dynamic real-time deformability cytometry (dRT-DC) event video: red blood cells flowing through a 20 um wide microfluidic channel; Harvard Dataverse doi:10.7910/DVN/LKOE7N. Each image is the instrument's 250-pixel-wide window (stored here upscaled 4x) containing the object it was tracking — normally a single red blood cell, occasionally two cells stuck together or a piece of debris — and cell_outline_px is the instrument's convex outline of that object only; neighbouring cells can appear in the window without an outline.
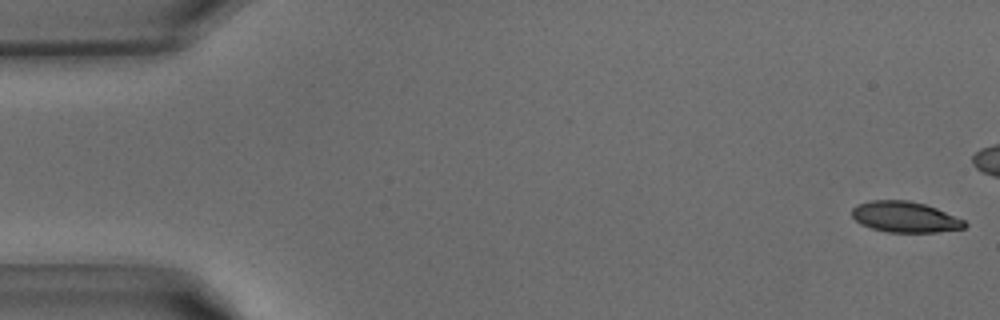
{"species": "common noctule bat (a hibernating species)", "species_latin": "Nyctalus noctula", "temperature_condition": "warm", "stored_images_in_passage": 33, "camera_frame_rate_fps": 3000, "um_per_image_px": 0.085, "animal": {"sex": "male", "body_mass_g": 15.6}, "frame": {"image": 1, "passage_image": 1, "time_ms": 0.0, "image_size_px": [1000, 320], "cell_outline_px": [[968, 224], [964, 228], [936, 232], [888, 232], [872, 228], [860, 224], [852, 216], [852, 208], [856, 204], [872, 200], [908, 200], [924, 204], [936, 208], [964, 220]], "centroid_in_image_um": [76.9, 18.44], "position_along_channel_um": 8.1, "area_um2": 20.17}}
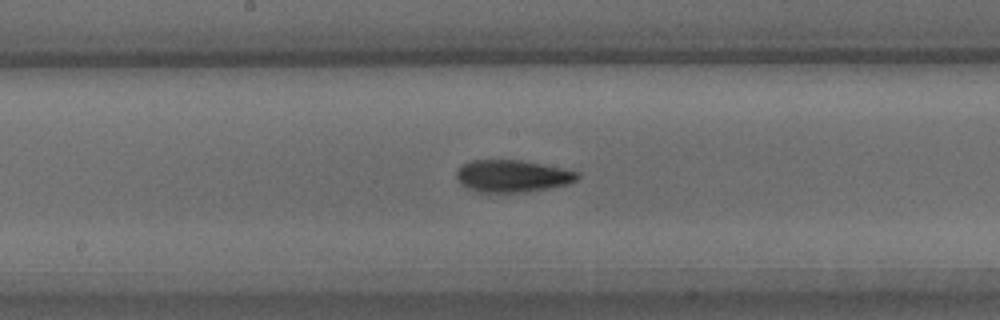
{"frame": {"image": 2, "passage_image": 21, "time_ms": 6.667, "image_size_px": [1000, 320], "cell_outline_px": [[580, 176], [576, 180], [568, 184], [548, 188], [524, 192], [480, 192], [468, 188], [460, 184], [456, 176], [456, 172], [464, 164], [472, 160], [520, 160], [564, 168], [580, 172]], "centroid_in_image_um": [43.57, 14.96], "position_along_channel_um": 204.6, "area_um2": 22.6}}
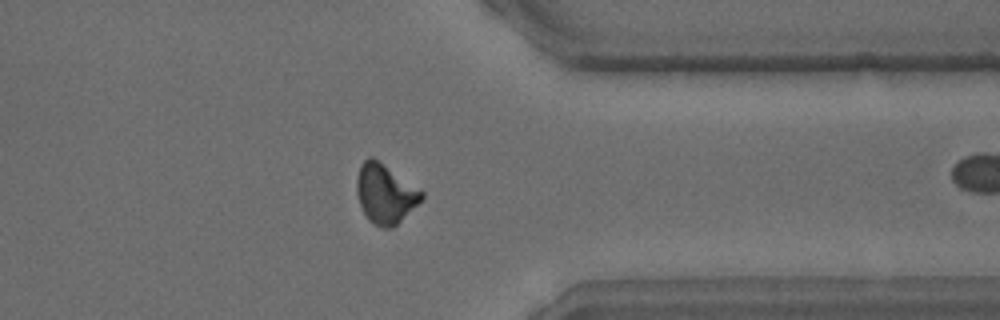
{"frame": {"image": 3, "passage_image": 32, "time_ms": 10.333, "image_size_px": [1000, 320], "cell_outline_px": [[424, 196], [392, 228], [384, 228], [368, 220], [360, 204], [356, 192], [356, 180], [360, 164], [368, 156], [372, 156], [424, 192]], "centroid_in_image_um": [32.7, 16.44], "position_along_channel_um": 378.7, "area_um2": 21.96}}